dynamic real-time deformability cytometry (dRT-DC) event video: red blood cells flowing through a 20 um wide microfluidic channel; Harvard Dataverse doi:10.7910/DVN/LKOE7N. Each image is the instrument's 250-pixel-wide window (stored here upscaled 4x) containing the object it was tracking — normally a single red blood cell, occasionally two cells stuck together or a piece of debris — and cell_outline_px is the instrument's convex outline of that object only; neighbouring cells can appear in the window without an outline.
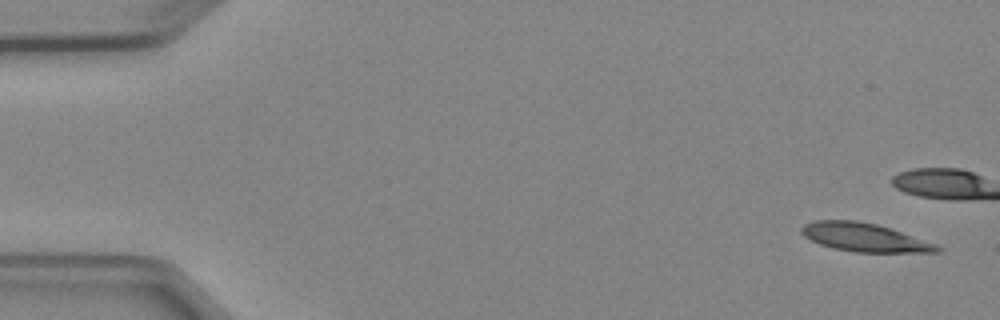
{"species": "Egyptian fruit bat (a non-hibernating species)", "species_latin": "Rousettus aegyptiacus", "temperature_condition": "cold", "stored_images_in_passage": 5, "camera_frame_rate_fps": 3000, "um_per_image_px": 0.085, "animal": {"sex": "female"}, "frame": {"image": 1, "passage_image": 1, "time_ms": 0.0, "image_size_px": [1000, 320], "cell_outline_px": [[944, 248], [940, 252], [856, 252], [836, 248], [820, 244], [804, 236], [800, 232], [800, 228], [804, 224], [812, 220], [856, 220], [876, 224], [936, 244]], "centroid_in_image_um": [73.45, 20.17], "position_along_channel_um": 11.6, "area_um2": 22.2}}
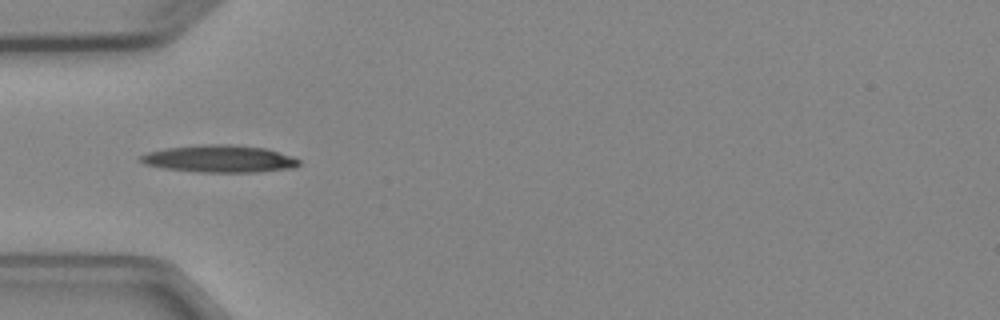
{"frame": {"image": 2, "passage_image": 5, "time_ms": 5.667, "image_size_px": [1000, 320], "cell_outline_px": [[300, 164], [292, 168], [256, 172], [196, 172], [164, 168], [144, 164], [136, 160], [140, 156], [148, 152], [164, 148], [204, 144], [228, 144], [264, 148], [292, 156], [300, 160]], "centroid_in_image_um": [18.61, 13.5], "position_along_channel_um": 66.4, "area_um2": 25.2}}